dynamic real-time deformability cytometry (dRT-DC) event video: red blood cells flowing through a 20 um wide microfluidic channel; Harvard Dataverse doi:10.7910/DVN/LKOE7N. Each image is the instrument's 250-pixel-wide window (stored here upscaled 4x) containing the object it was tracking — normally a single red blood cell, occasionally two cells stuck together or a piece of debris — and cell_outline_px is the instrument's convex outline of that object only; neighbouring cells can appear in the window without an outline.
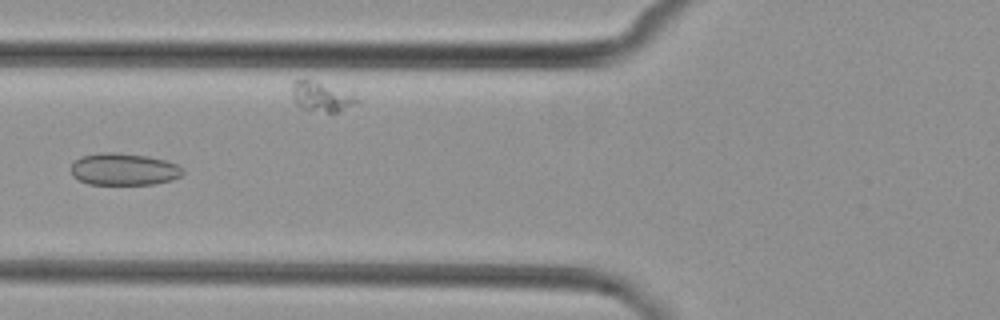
{"species": "common noctule bat (a hibernating species)", "species_latin": "Nyctalus noctula", "temperature_condition": "cold", "stored_images_in_passage": 12, "camera_frame_rate_fps": 3000, "um_per_image_px": 0.085, "animal": {"sex": "female", "body_mass_g": 29.2, "forearm_length_mm": 56.3}, "frame": {"image": 1, "passage_image": 6, "time_ms": 7.0, "image_size_px": [1000, 320], "cell_outline_px": [[184, 172], [180, 176], [172, 180], [152, 184], [88, 184], [72, 176], [72, 164], [80, 156], [100, 152], [116, 152], [148, 156], [164, 160], [176, 164], [184, 168]], "centroid_in_image_um": [10.53, 14.38], "position_along_channel_um": 115.3, "area_um2": 20.92}}
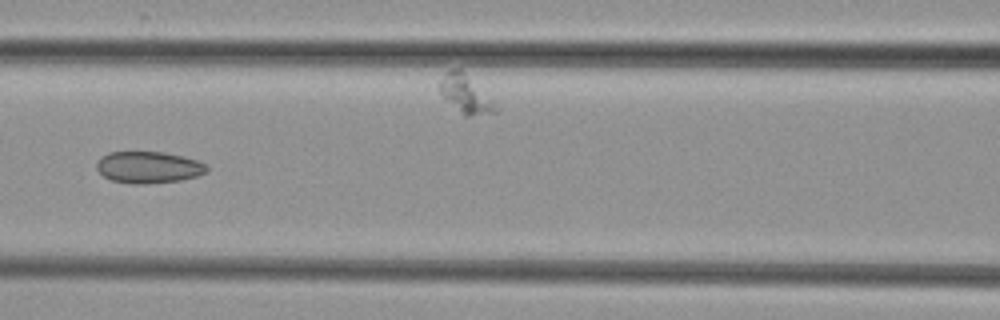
{"frame": {"image": 2, "passage_image": 7, "time_ms": 8.0, "image_size_px": [1000, 320], "cell_outline_px": [[208, 168], [204, 172], [196, 176], [180, 180], [144, 184], [132, 184], [112, 180], [104, 176], [96, 168], [96, 164], [100, 156], [108, 152], [164, 152], [184, 156], [196, 160], [204, 164]], "centroid_in_image_um": [12.58, 14.21], "position_along_channel_um": 154.0, "area_um2": 20.23}}
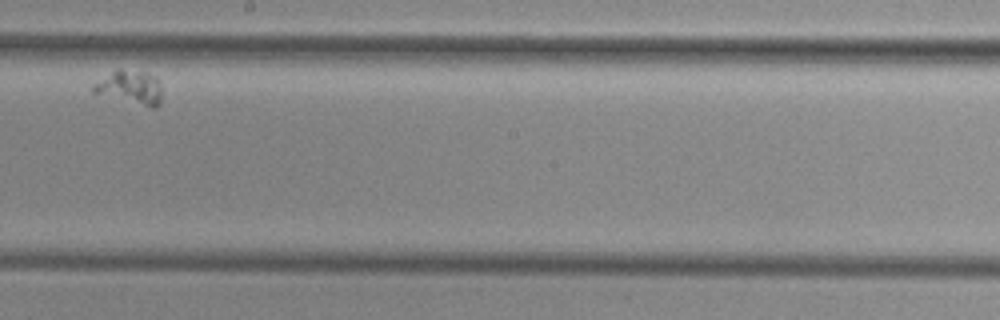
{"frame": {"image": 3, "passage_image": 10, "time_ms": 11.667, "image_size_px": [1000, 320], "cell_outline_px": [[160, 104], [156, 108], [152, 108], [92, 92], [88, 88], [92, 84], [116, 68], [120, 68], [148, 72], [156, 76], [160, 84]], "centroid_in_image_um": [11.04, 7.4], "position_along_channel_um": 237.2, "area_um2": 13.76}}